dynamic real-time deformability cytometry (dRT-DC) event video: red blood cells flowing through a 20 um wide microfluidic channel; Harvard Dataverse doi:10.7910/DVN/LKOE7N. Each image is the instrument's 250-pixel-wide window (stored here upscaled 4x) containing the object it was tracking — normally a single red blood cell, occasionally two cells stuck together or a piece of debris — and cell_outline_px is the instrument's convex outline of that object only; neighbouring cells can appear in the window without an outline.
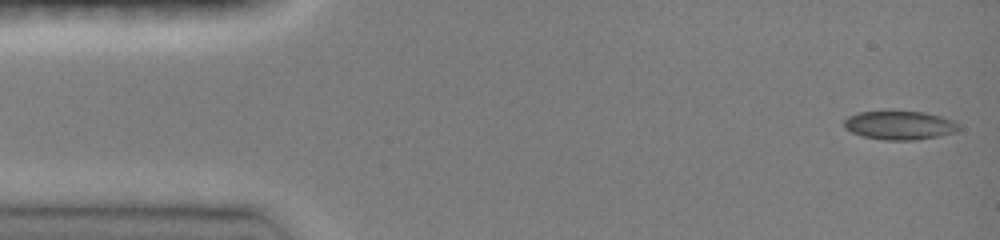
{"species": "common noctule bat (a hibernating species)", "species_latin": "Nyctalus noctula", "temperature_condition": "room temperature", "stored_images_in_passage": 46, "camera_frame_rate_fps": 3000, "um_per_image_px": 0.085, "animal": {"sex": "female", "body_mass_g": 19.0, "forearm_length_mm": 51.5}, "frame": {"image": 1, "passage_image": 1, "time_ms": 0.0, "image_size_px": [1000, 240], "cell_outline_px": [[960, 128], [956, 132], [916, 140], [884, 140], [864, 136], [852, 132], [844, 128], [844, 120], [848, 116], [860, 112], [924, 112], [940, 116], [952, 120], [960, 124]], "centroid_in_image_um": [76.48, 10.65], "position_along_channel_um": 8.5, "area_um2": 18.96}}
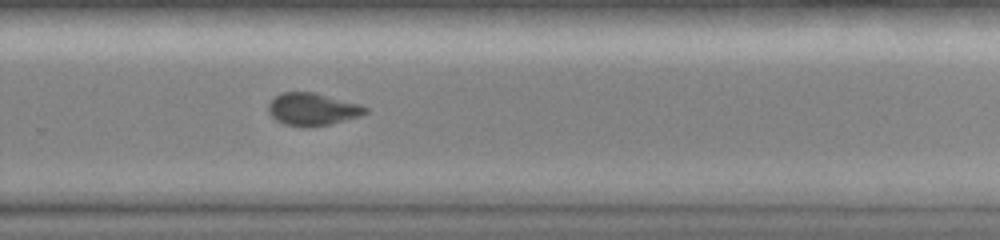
{"frame": {"image": 2, "passage_image": 31, "time_ms": 10.0, "image_size_px": [1000, 240], "cell_outline_px": [[368, 112], [360, 116], [332, 124], [308, 128], [284, 124], [276, 120], [268, 112], [268, 104], [280, 92], [316, 92], [360, 104], [368, 108]], "centroid_in_image_um": [26.58, 9.29], "position_along_channel_um": 303.2, "area_um2": 18.61}}
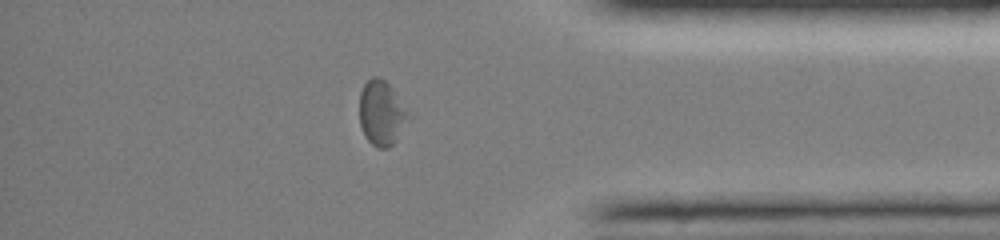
{"frame": {"image": 3, "passage_image": 39, "time_ms": 12.667, "image_size_px": [1000, 240], "cell_outline_px": [[412, 116], [396, 140], [388, 148], [376, 148], [364, 136], [360, 124], [360, 92], [364, 84], [372, 76], [376, 76], [384, 80], [388, 84]], "centroid_in_image_um": [32.44, 9.63], "position_along_channel_um": 402.8, "area_um2": 18.44}, "authors_computed_cell_mechanics": {"area_um2": 18.5827, "velocity_mm_per_s": 4.0772, "shape_relaxation_time_tau1_ms": 8.1513, "shape_relaxation_time_tau2_ms": 2.5001, "deformation_change_tau1": 0.1662, "deformation_change_tau2": 0.0566}}